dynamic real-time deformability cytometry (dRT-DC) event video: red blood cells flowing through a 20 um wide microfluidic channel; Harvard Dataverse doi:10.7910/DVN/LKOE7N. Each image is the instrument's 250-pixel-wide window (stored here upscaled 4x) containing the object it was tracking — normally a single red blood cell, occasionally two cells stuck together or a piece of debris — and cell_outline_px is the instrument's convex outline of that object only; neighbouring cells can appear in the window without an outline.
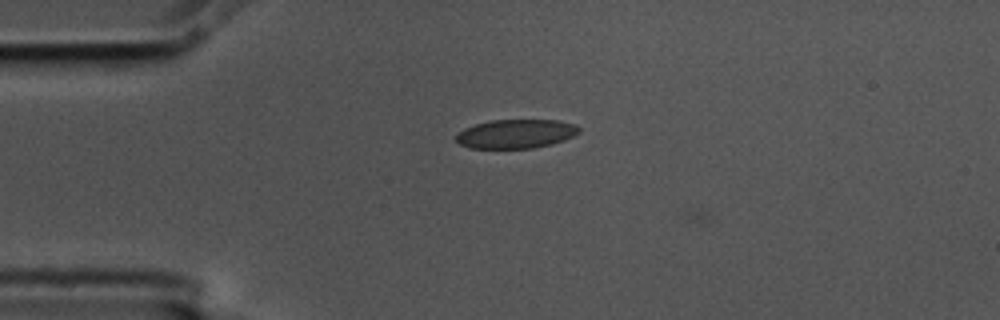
{"species": "common noctule bat (a hibernating species)", "species_latin": "Nyctalus noctula", "temperature_condition": "cold", "stored_images_in_passage": 3, "camera_frame_rate_fps": 3000, "um_per_image_px": 0.085, "animal": {"sex": "male", "body_mass_g": 17.5, "forearm_length_mm": 52.3}, "frame": {"image": 1, "passage_image": 3, "time_ms": 0.667, "image_size_px": [1000, 320], "cell_outline_px": [[580, 132], [564, 140], [552, 144], [532, 148], [468, 148], [460, 144], [456, 140], [456, 136], [464, 128], [476, 124], [492, 120], [560, 120], [576, 124], [580, 128]], "centroid_in_image_um": [43.88, 11.37], "position_along_channel_um": 41.1, "area_um2": 20.75}}